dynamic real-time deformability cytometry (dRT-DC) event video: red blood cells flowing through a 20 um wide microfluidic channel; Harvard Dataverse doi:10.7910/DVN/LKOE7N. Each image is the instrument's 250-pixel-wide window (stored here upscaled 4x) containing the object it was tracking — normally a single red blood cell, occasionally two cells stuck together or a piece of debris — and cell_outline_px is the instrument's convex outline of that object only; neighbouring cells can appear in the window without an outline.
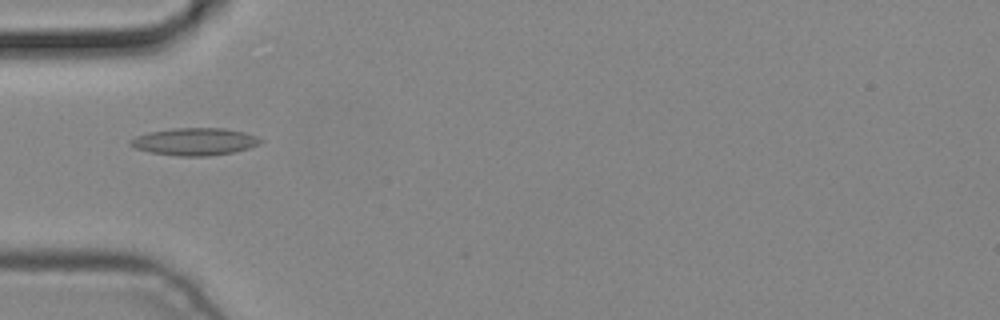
{"species": "common noctule bat (a hibernating species)", "species_latin": "Nyctalus noctula", "temperature_condition": "cold", "stored_images_in_passage": 5, "camera_frame_rate_fps": 3000, "um_per_image_px": 0.085, "animal": {"sex": "male", "body_mass_g": 19.2, "forearm_length_mm": 51.8}, "frame": {"image": 1, "passage_image": 5, "time_ms": 1.333, "image_size_px": [1000, 320], "cell_outline_px": [[264, 140], [260, 144], [248, 148], [232, 152], [208, 156], [176, 156], [148, 152], [136, 148], [128, 144], [128, 140], [136, 136], [148, 132], [172, 128], [224, 128], [244, 132], [256, 136]], "centroid_in_image_um": [16.52, 12.03], "position_along_channel_um": 68.5, "area_um2": 20.87}}